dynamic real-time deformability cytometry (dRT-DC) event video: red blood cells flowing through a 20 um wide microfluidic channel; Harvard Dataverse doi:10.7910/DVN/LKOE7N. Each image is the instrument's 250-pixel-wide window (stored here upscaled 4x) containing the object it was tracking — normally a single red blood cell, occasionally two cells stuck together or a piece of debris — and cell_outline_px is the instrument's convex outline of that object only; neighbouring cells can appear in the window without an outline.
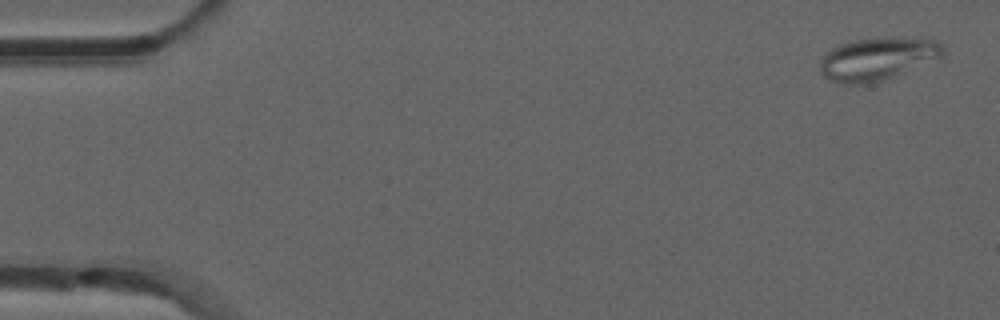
{"species": "common noctule bat (a hibernating species)", "species_latin": "Nyctalus noctula", "temperature_condition": "room temperature", "stored_images_in_passage": 2, "camera_frame_rate_fps": 3000, "um_per_image_px": 0.085, "animal": {"sex": "male", "forearm_length_mm": 52.5}, "frame": {"image": 1, "passage_image": 1, "time_ms": 0.0, "image_size_px": [1000, 320], "cell_outline_px": [[940, 56], [892, 76], [880, 80], [864, 84], [844, 84], [828, 80], [820, 72], [820, 60], [832, 48], [840, 44], [856, 40], [884, 36], [936, 40], [940, 44]], "centroid_in_image_um": [74.47, 4.99], "position_along_channel_um": 10.5, "area_um2": 29.77}}